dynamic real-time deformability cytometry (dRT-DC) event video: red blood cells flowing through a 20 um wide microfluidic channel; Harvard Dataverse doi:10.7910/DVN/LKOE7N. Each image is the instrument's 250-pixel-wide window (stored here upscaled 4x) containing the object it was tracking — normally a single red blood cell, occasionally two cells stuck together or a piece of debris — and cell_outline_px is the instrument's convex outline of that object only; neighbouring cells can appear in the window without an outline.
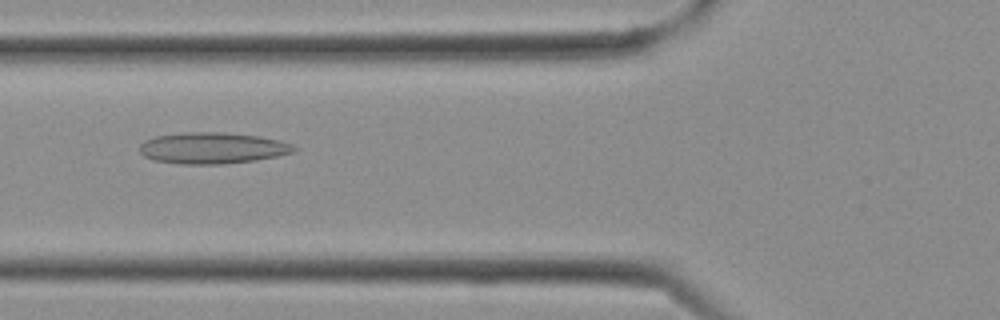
{"species": "Egyptian fruit bat (a non-hibernating species)", "species_latin": "Rousettus aegyptiacus", "temperature_condition": "cold", "stored_images_in_passage": 12, "camera_frame_rate_fps": 3000, "um_per_image_px": 0.085, "frame": {"image": 1, "passage_image": 7, "time_ms": 2.0, "image_size_px": [1000, 320], "cell_outline_px": [[296, 148], [292, 152], [276, 156], [256, 160], [220, 164], [180, 164], [156, 160], [144, 156], [140, 152], [140, 144], [144, 140], [156, 136], [184, 132], [224, 132], [256, 136], [280, 140], [292, 144]], "centroid_in_image_um": [18.03, 12.58], "position_along_channel_um": 107.8, "area_um2": 27.98}}
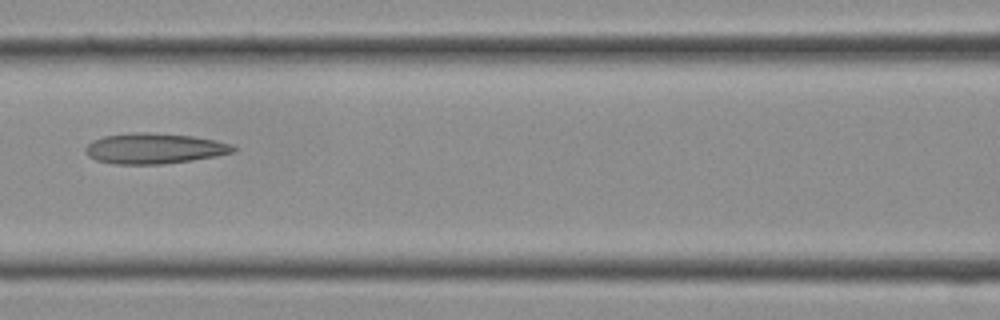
{"frame": {"image": 2, "passage_image": 9, "time_ms": 2.667, "image_size_px": [1000, 320], "cell_outline_px": [[236, 148], [232, 152], [216, 156], [192, 160], [164, 164], [116, 164], [96, 160], [88, 156], [84, 148], [92, 140], [104, 136], [132, 132], [148, 132], [192, 136], [216, 140], [232, 144]], "centroid_in_image_um": [13.1, 12.61], "position_along_channel_um": 153.5, "area_um2": 26.3}}
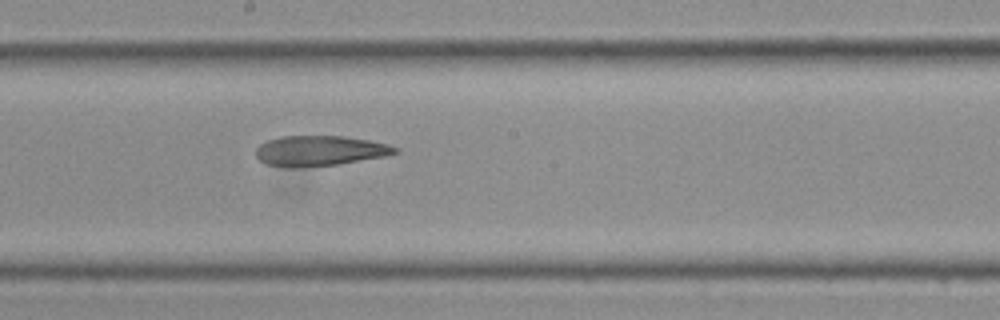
{"frame": {"image": 3, "passage_image": 12, "time_ms": 3.667, "image_size_px": [1000, 320], "cell_outline_px": [[400, 152], [384, 156], [336, 164], [292, 168], [288, 168], [264, 164], [256, 156], [256, 148], [260, 144], [268, 140], [280, 136], [344, 136], [368, 140], [388, 144], [400, 148]], "centroid_in_image_um": [27.16, 12.81], "position_along_channel_um": 221.0, "area_um2": 24.57}}